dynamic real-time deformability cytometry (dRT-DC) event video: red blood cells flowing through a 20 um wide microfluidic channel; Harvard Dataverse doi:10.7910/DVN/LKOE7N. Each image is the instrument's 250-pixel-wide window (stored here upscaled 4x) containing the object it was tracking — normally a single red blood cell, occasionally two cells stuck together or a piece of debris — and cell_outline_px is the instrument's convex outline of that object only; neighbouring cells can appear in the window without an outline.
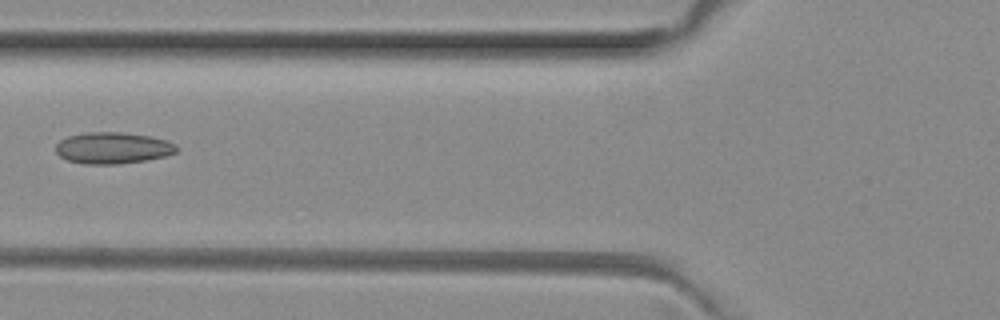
{"species": "common noctule bat (a hibernating species)", "species_latin": "Nyctalus noctula", "temperature_condition": "room temperature", "stored_images_in_passage": 7, "camera_frame_rate_fps": 3000, "um_per_image_px": 0.085, "animal": {"sex": "female", "body_mass_g": 29.2, "forearm_length_mm": 56.3}, "frame": {"image": 1, "passage_image": 6, "time_ms": 1.667, "image_size_px": [1000, 320], "cell_outline_px": [[180, 148], [176, 152], [164, 156], [144, 160], [116, 164], [84, 164], [68, 160], [60, 156], [56, 152], [56, 144], [60, 140], [68, 136], [84, 132], [124, 132], [152, 136], [176, 144]], "centroid_in_image_um": [9.58, 12.56], "position_along_channel_um": 116.2, "area_um2": 22.2}}
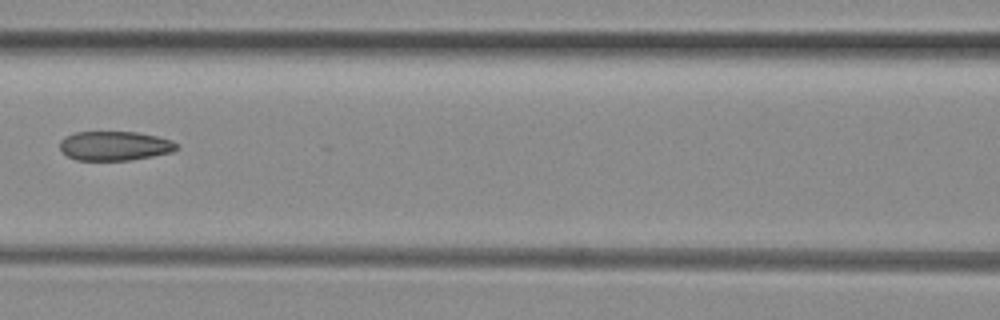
{"frame": {"image": 2, "passage_image": 7, "time_ms": 2.0, "image_size_px": [1000, 320], "cell_outline_px": [[176, 148], [172, 152], [152, 156], [128, 160], [76, 160], [68, 156], [60, 148], [60, 140], [64, 136], [76, 132], [136, 132], [156, 136], [172, 140], [176, 144]], "centroid_in_image_um": [9.72, 12.39], "position_along_channel_um": 156.9, "area_um2": 19.77}}